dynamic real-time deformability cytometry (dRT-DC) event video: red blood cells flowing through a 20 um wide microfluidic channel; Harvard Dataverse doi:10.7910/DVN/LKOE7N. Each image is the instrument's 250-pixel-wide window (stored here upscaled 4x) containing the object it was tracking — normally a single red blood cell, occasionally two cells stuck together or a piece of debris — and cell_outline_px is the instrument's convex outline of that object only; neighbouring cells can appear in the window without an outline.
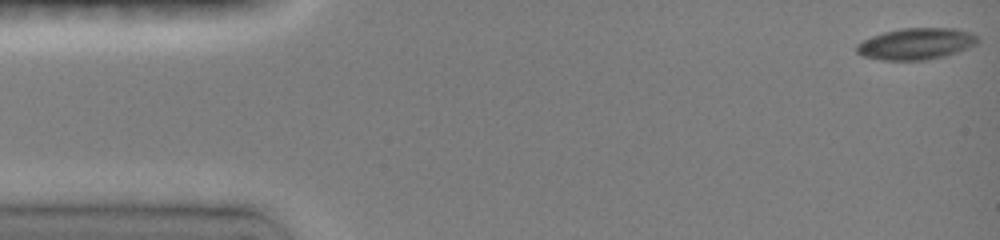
{"species": "common noctule bat (a hibernating species)", "species_latin": "Nyctalus noctula", "temperature_condition": "room temperature", "stored_images_in_passage": 26, "camera_frame_rate_fps": 3000, "um_per_image_px": 0.085, "animal": {"sex": "female", "body_mass_g": 19.0, "forearm_length_mm": 51.5}, "frame": {"image": 1, "passage_image": 1, "time_ms": 0.0, "image_size_px": [1000, 240], "cell_outline_px": [[980, 40], [976, 44], [968, 48], [944, 56], [928, 60], [880, 60], [864, 56], [856, 52], [856, 44], [872, 36], [884, 32], [900, 28], [956, 28], [968, 32], [976, 36]], "centroid_in_image_um": [77.86, 3.72], "position_along_channel_um": 7.1, "area_um2": 22.2}}
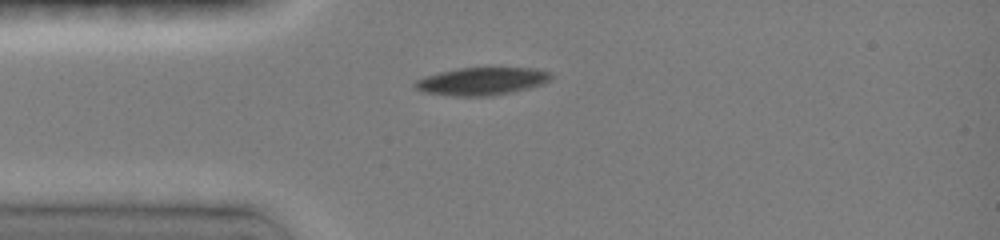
{"frame": {"image": 2, "passage_image": 16, "time_ms": 3.667, "image_size_px": [1000, 240], "cell_outline_px": [[552, 80], [544, 84], [512, 92], [492, 96], [452, 96], [424, 92], [416, 88], [412, 84], [416, 80], [424, 76], [456, 68], [536, 68], [548, 72], [552, 76]], "centroid_in_image_um": [40.95, 6.91], "position_along_channel_um": 44.0, "area_um2": 22.08}}
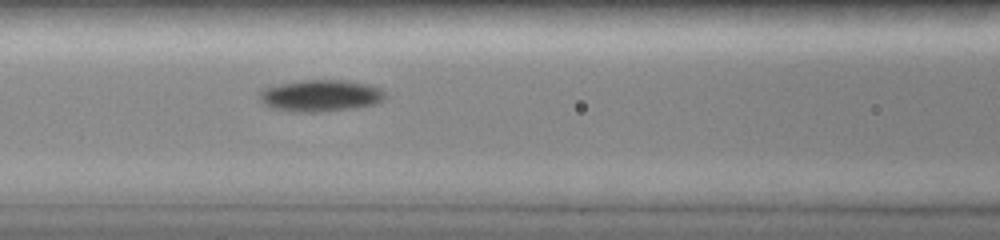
{"frame": {"image": 3, "passage_image": 26, "time_ms": 6.333, "image_size_px": [1000, 240], "cell_outline_px": [[388, 96], [384, 100], [376, 104], [356, 108], [320, 112], [292, 112], [272, 108], [264, 104], [260, 100], [260, 92], [264, 88], [280, 84], [300, 80], [340, 80], [368, 84], [380, 88]], "centroid_in_image_um": [27.28, 8.14], "position_along_channel_um": 139.3, "area_um2": 23.41}}